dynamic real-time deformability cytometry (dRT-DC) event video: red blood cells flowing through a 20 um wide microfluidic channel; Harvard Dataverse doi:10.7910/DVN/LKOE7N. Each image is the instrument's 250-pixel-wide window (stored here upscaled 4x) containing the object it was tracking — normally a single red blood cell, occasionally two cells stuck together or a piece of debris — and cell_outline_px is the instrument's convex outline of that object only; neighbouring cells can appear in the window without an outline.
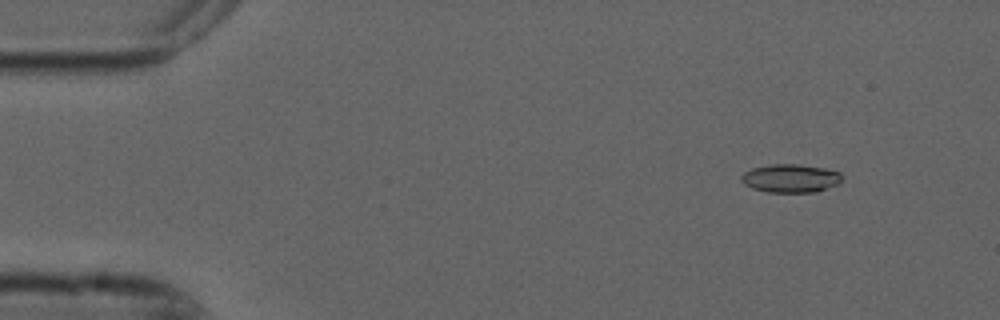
{"species": "common noctule bat (a hibernating species)", "species_latin": "Nyctalus noctula", "temperature_condition": "cold", "stored_images_in_passage": 6, "camera_frame_rate_fps": 3000, "um_per_image_px": 0.085, "animal": {"sex": "male", "forearm_length_mm": 52.5}, "frame": {"image": 1, "passage_image": 2, "time_ms": 0.333, "image_size_px": [1000, 320], "cell_outline_px": [[844, 180], [840, 184], [816, 192], [768, 192], [752, 188], [744, 184], [740, 180], [740, 176], [744, 172], [752, 168], [768, 164], [796, 164], [824, 168], [840, 172], [844, 176]], "centroid_in_image_um": [67.23, 15.15], "position_along_channel_um": 17.8, "area_um2": 16.94}}
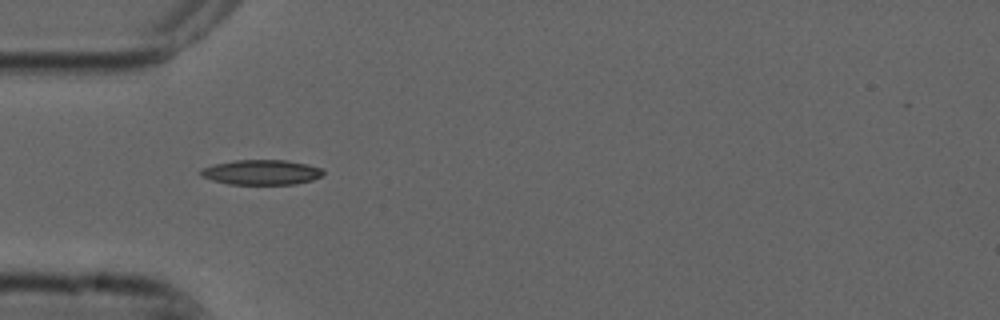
{"frame": {"image": 2, "passage_image": 5, "time_ms": 1.333, "image_size_px": [1000, 320], "cell_outline_px": [[324, 176], [312, 180], [296, 184], [228, 184], [212, 180], [200, 176], [200, 172], [204, 168], [216, 164], [236, 160], [284, 160], [308, 164], [324, 168]], "centroid_in_image_um": [22.29, 14.65], "position_along_channel_um": 62.7, "area_um2": 17.86}}
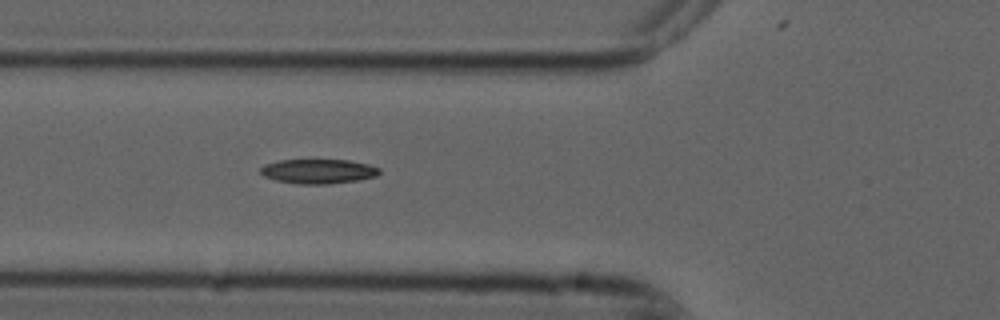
{"frame": {"image": 3, "passage_image": 6, "time_ms": 1.667, "image_size_px": [1000, 320], "cell_outline_px": [[380, 172], [376, 176], [356, 180], [328, 184], [300, 184], [276, 180], [264, 176], [260, 172], [260, 168], [264, 164], [280, 160], [348, 160], [368, 164], [380, 168]], "centroid_in_image_um": [27.04, 14.56], "position_along_channel_um": 98.8, "area_um2": 16.88}}